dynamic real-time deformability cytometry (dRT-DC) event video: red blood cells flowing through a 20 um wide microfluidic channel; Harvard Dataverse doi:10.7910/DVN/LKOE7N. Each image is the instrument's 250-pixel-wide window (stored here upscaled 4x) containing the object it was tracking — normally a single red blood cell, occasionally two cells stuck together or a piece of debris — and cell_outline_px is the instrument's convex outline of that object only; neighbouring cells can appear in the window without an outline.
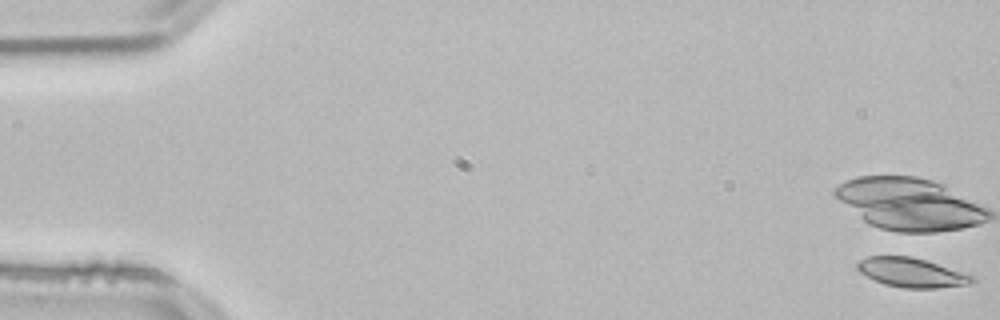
{"species": "common noctule bat (a hibernating species)", "species_latin": "Nyctalus noctula", "temperature_condition": "room temperature", "stored_images_in_passage": 20, "camera_frame_rate_fps": 3000, "um_per_image_px": 0.085, "animal": {"sex": "male", "body_mass_g": 21.5, "forearm_length_mm": 52.0}, "frame": {"image": 1, "passage_image": 1, "time_ms": 0.0, "image_size_px": [1000, 320], "cell_outline_px": [[972, 280], [968, 284], [936, 288], [904, 288], [884, 284], [860, 272], [856, 268], [856, 264], [860, 260], [868, 256], [912, 256], [972, 276]], "centroid_in_image_um": [77.4, 23.16], "position_along_channel_um": 7.6, "area_um2": 19.02}}